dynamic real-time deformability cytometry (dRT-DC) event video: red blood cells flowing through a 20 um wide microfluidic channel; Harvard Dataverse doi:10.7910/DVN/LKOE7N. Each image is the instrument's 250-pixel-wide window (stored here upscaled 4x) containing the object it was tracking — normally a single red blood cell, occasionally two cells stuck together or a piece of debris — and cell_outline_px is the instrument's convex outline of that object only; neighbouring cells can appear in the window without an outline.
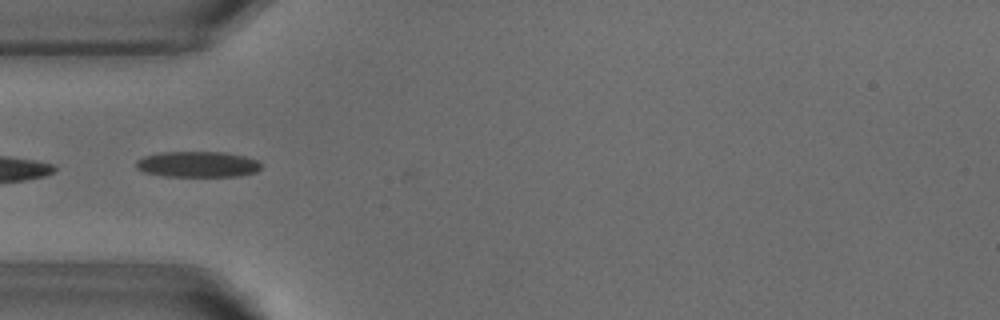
{"species": "common noctule bat (a hibernating species)", "species_latin": "Nyctalus noctula", "temperature_condition": "warm", "stored_images_in_passage": 18, "camera_frame_rate_fps": 3000, "um_per_image_px": 0.085, "animal": {"sex": "male", "body_mass_g": 18.8}, "frame": {"image": 1, "passage_image": 16, "time_ms": 5.0, "image_size_px": [1000, 320], "cell_outline_px": [[260, 168], [256, 172], [240, 176], [164, 176], [144, 172], [136, 168], [136, 160], [144, 156], [160, 152], [224, 152], [244, 156], [256, 160], [260, 164]], "centroid_in_image_um": [16.77, 13.96], "position_along_channel_um": 68.2, "area_um2": 18.79}}